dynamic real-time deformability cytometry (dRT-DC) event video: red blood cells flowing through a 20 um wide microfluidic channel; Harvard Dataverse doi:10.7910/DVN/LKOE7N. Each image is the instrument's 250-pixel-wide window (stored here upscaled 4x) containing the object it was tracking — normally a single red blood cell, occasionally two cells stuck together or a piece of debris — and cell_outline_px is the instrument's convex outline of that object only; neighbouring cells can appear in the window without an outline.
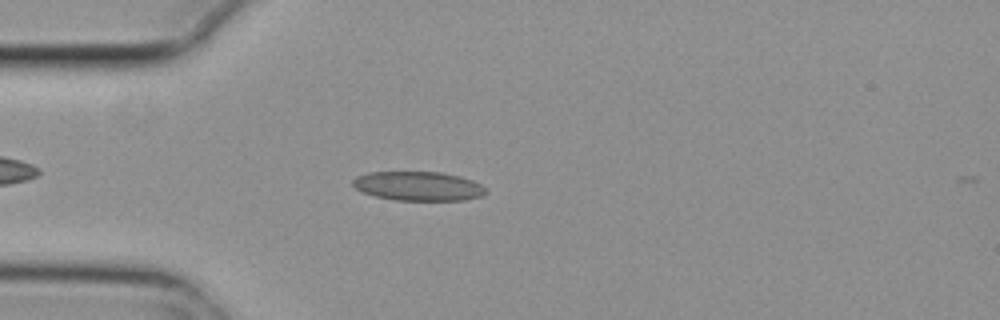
{"species": "common noctule bat (a hibernating species)", "species_latin": "Nyctalus noctula", "temperature_condition": "cold", "stored_images_in_passage": 4, "camera_frame_rate_fps": 3000, "um_per_image_px": 0.085, "animal": {"sex": "female", "body_mass_g": 29.2, "forearm_length_mm": 56.3}, "frame": {"image": 1, "passage_image": 4, "time_ms": 1.0, "image_size_px": [1000, 320], "cell_outline_px": [[488, 192], [480, 196], [464, 200], [392, 200], [376, 196], [364, 192], [356, 188], [352, 184], [352, 180], [356, 176], [368, 172], [440, 172], [472, 180], [480, 184]], "centroid_in_image_um": [35.52, 15.82], "position_along_channel_um": 49.5, "area_um2": 22.43}}